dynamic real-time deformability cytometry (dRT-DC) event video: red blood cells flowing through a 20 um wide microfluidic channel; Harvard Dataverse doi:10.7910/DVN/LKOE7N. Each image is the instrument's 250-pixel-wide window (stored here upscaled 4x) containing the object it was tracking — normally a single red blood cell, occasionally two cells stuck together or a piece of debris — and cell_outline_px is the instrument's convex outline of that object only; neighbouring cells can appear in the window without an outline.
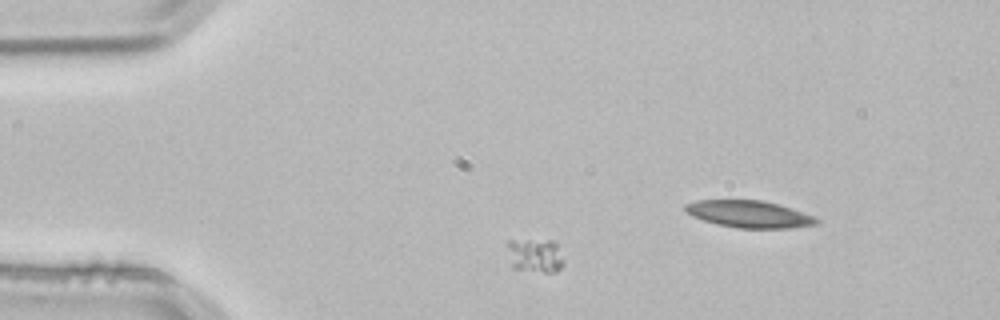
{"species": "common noctule bat (a hibernating species)", "species_latin": "Nyctalus noctula", "temperature_condition": "room temperature", "stored_images_in_passage": 3, "camera_frame_rate_fps": 3000, "um_per_image_px": 0.085, "animal": {"sex": "male", "body_mass_g": 21.5, "forearm_length_mm": 52.0}, "frame": {"image": 1, "passage_image": 1, "time_ms": 0.0, "image_size_px": [1000, 320], "cell_outline_px": [[564, 264], [556, 272], [544, 272], [512, 268], [508, 244], [508, 240], [552, 240], [556, 244], [564, 260]], "centroid_in_image_um": [45.52, 21.72], "position_along_channel_um": 39.5, "area_um2": 11.04}}